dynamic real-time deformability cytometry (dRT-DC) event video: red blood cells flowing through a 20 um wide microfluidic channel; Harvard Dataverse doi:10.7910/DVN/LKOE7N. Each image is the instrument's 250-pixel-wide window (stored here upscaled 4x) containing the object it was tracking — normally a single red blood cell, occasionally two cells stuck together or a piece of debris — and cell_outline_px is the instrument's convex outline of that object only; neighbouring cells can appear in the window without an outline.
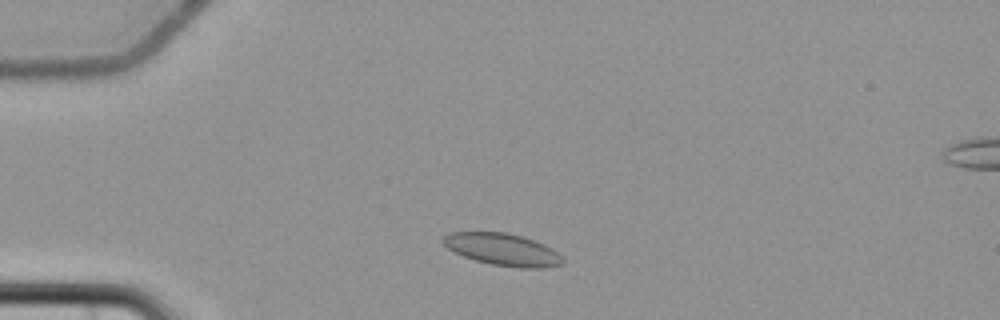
{"species": "common noctule bat (a hibernating species)", "species_latin": "Nyctalus noctula", "temperature_condition": "cold", "stored_images_in_passage": 4, "camera_frame_rate_fps": 3000, "um_per_image_px": 0.085, "animal": {"sex": "female", "body_mass_g": 22.7, "forearm_length_mm": 54.2}, "frame": {"image": 1, "passage_image": 2, "time_ms": 1.0, "image_size_px": [1000, 320], "cell_outline_px": [[564, 264], [544, 268], [520, 268], [492, 264], [476, 260], [464, 256], [448, 248], [440, 240], [448, 232], [508, 232], [544, 244], [552, 248], [564, 260]], "centroid_in_image_um": [42.72, 21.2], "position_along_channel_um": 42.3, "area_um2": 22.25}}
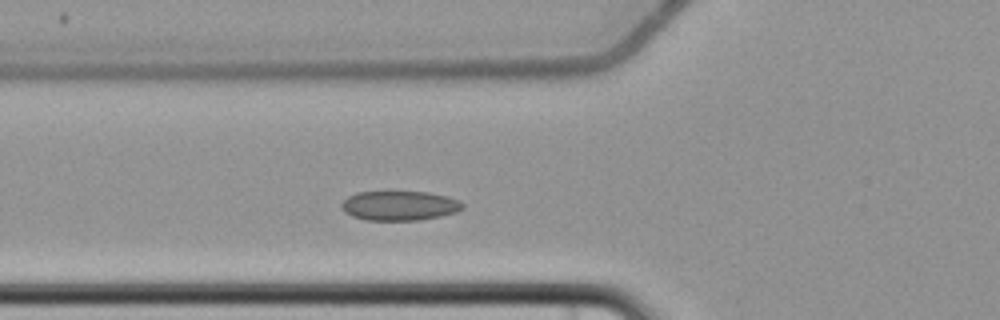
{"frame": {"image": 2, "passage_image": 4, "time_ms": 3.333, "image_size_px": [1000, 320], "cell_outline_px": [[464, 208], [456, 212], [440, 216], [420, 220], [364, 220], [352, 216], [344, 212], [340, 208], [340, 204], [348, 196], [356, 192], [428, 192], [460, 200], [464, 204]], "centroid_in_image_um": [33.93, 17.49], "position_along_channel_um": 91.9, "area_um2": 20.92}}